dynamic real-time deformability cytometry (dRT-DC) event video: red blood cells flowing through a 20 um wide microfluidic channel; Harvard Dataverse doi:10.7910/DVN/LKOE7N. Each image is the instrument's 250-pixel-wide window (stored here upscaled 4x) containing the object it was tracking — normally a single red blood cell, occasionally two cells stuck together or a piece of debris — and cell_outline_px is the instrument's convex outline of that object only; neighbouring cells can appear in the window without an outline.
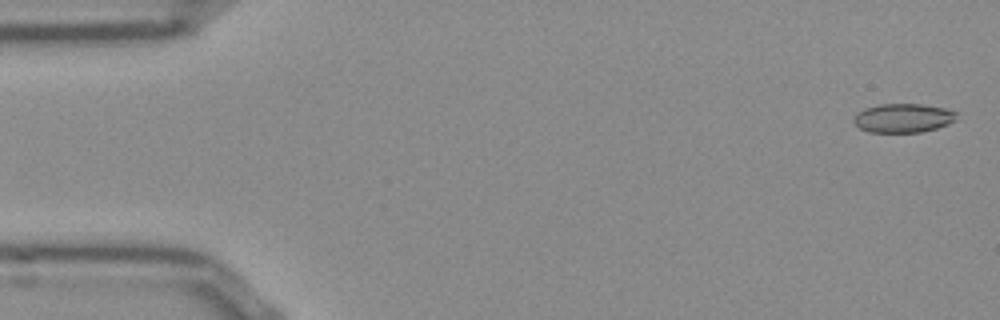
{"species": "Egyptian fruit bat (a non-hibernating species)", "species_latin": "Rousettus aegyptiacus", "temperature_condition": "room temperature", "stored_images_in_passage": 53, "camera_frame_rate_fps": 3000, "um_per_image_px": 0.085, "frame": {"image": 1, "passage_image": 2, "time_ms": 0.333, "image_size_px": [1000, 320], "cell_outline_px": [[956, 120], [948, 124], [936, 128], [920, 132], [868, 132], [860, 128], [852, 120], [856, 112], [864, 108], [880, 104], [920, 104], [944, 108], [956, 112]], "centroid_in_image_um": [76.73, 10.03], "position_along_channel_um": 8.3, "area_um2": 17.34}}
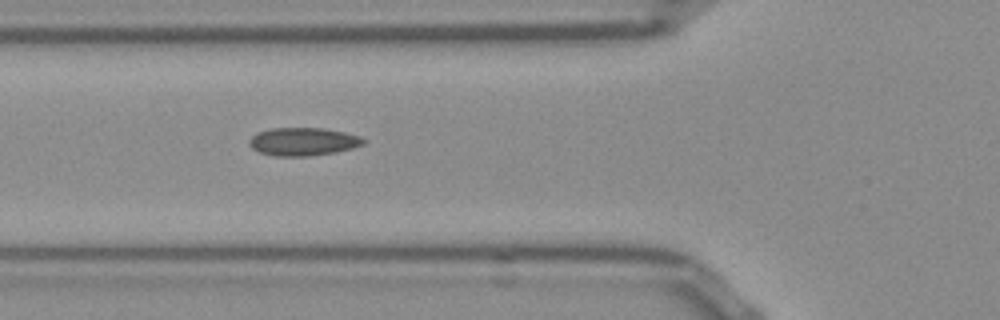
{"frame": {"image": 2, "passage_image": 19, "time_ms": 6.0, "image_size_px": [1000, 320], "cell_outline_px": [[368, 140], [364, 144], [352, 148], [336, 152], [308, 156], [276, 156], [260, 152], [252, 148], [248, 144], [248, 140], [256, 132], [272, 128], [324, 128], [344, 132], [360, 136]], "centroid_in_image_um": [25.77, 12.03], "position_along_channel_um": 100.0, "area_um2": 18.79}}
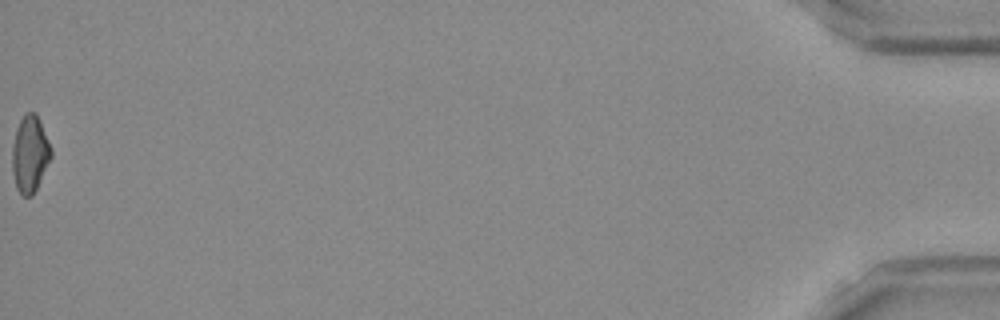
{"frame": {"image": 3, "passage_image": 53, "time_ms": 17.333, "image_size_px": [1000, 320], "cell_outline_px": [[52, 156], [32, 196], [24, 196], [16, 188], [12, 172], [12, 148], [16, 128], [24, 112], [36, 112], [52, 152]], "centroid_in_image_um": [2.52, 13.08], "position_along_channel_um": 432.7, "area_um2": 17.17}, "authors_computed_cell_mechanics": {"area_um2": 17.4556, "velocity_mm_per_s": 3.8865, "shape_relaxation_time_tau1_ms": null, "shape_relaxation_time_tau2_ms": 2.5317, "deformation_change_tau1": null, "deformation_change_tau2": 0.0954}}